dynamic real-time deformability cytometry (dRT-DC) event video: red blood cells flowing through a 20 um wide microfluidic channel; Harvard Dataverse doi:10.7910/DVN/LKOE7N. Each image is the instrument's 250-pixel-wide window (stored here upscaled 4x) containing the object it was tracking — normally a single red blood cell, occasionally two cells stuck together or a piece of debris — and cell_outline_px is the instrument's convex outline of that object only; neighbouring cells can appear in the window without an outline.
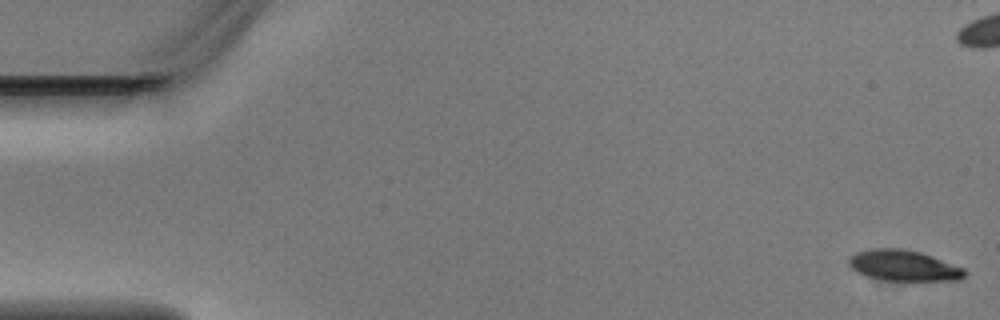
{"species": "Egyptian fruit bat (a non-hibernating species)", "species_latin": "Rousettus aegyptiacus", "temperature_condition": "warm", "stored_images_in_passage": 5, "camera_frame_rate_fps": 3000, "um_per_image_px": 0.085, "animal": {"sex": "male"}, "frame": {"image": 1, "passage_image": 1, "time_ms": 0.0, "image_size_px": [1000, 320], "cell_outline_px": [[968, 272], [960, 280], [880, 280], [864, 276], [856, 272], [848, 264], [848, 260], [856, 252], [872, 248], [900, 248], [920, 252], [964, 268]], "centroid_in_image_um": [76.78, 22.58], "position_along_channel_um": 8.2, "area_um2": 20.81}}
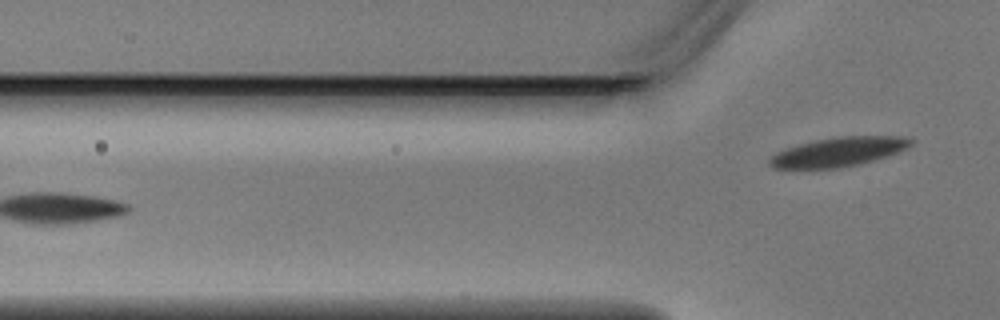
{"frame": {"image": 2, "passage_image": 5, "time_ms": 1.333, "image_size_px": [1000, 320], "cell_outline_px": [[912, 144], [908, 148], [860, 164], [840, 168], [772, 168], [768, 164], [768, 160], [776, 152], [784, 148], [816, 140], [840, 136], [904, 136], [912, 140]], "centroid_in_image_um": [71.24, 12.91], "position_along_channel_um": 54.6, "area_um2": 23.87}}